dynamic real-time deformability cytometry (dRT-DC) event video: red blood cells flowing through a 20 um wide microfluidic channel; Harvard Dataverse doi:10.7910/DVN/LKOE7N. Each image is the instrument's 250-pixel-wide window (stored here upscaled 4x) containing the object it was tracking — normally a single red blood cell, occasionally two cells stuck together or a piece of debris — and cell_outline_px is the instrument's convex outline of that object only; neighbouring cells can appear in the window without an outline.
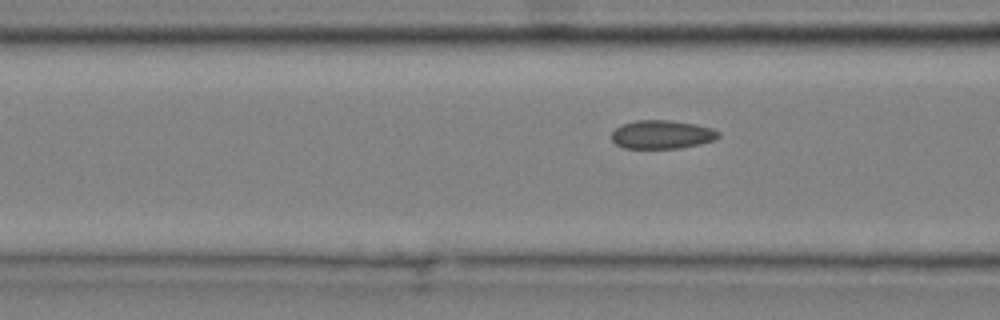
{"species": "common noctule bat (a hibernating species)", "species_latin": "Nyctalus noctula", "temperature_condition": "cold", "stored_images_in_passage": 15, "camera_frame_rate_fps": 3000, "um_per_image_px": 0.085, "animal": {"sex": "male", "body_mass_g": 20.4}, "frame": {"image": 1, "passage_image": 7, "time_ms": 2.0, "image_size_px": [1000, 320], "cell_outline_px": [[720, 136], [716, 140], [700, 144], [680, 148], [624, 148], [616, 144], [612, 140], [612, 132], [616, 128], [624, 124], [636, 120], [668, 120], [696, 124], [712, 128], [720, 132]], "centroid_in_image_um": [56.3, 11.43], "position_along_channel_um": 110.3, "area_um2": 17.8}}
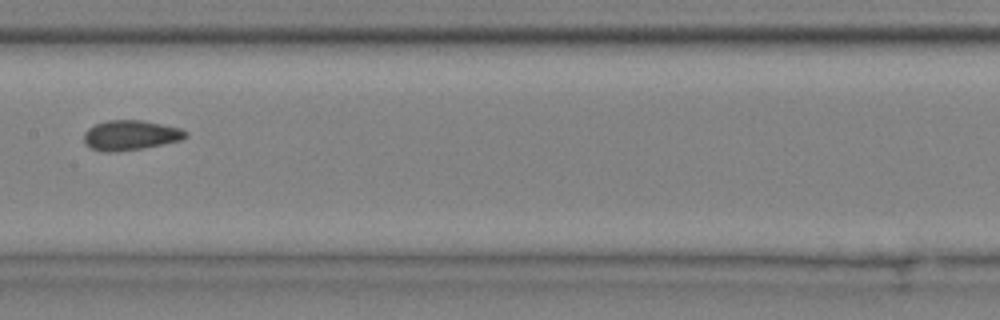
{"frame": {"image": 2, "passage_image": 9, "time_ms": 2.667, "image_size_px": [1000, 320], "cell_outline_px": [[188, 136], [180, 140], [140, 148], [112, 152], [104, 152], [92, 148], [84, 140], [84, 132], [88, 128], [96, 124], [108, 120], [144, 120], [180, 128], [188, 132]], "centroid_in_image_um": [11.09, 11.47], "position_along_channel_um": 196.3, "area_um2": 17.46}}
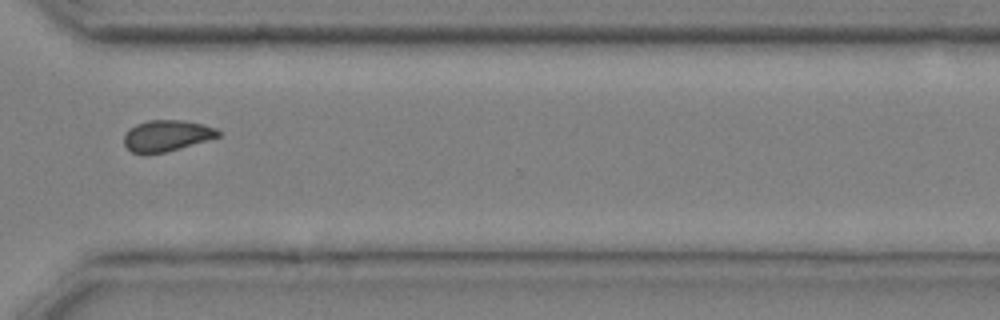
{"frame": {"image": 3, "passage_image": 13, "time_ms": 4.0, "image_size_px": [1000, 320], "cell_outline_px": [[220, 136], [180, 148], [164, 152], [144, 156], [132, 152], [124, 144], [124, 136], [128, 128], [136, 124], [148, 120], [184, 120], [204, 124], [216, 128], [220, 132]], "centroid_in_image_um": [14.13, 11.54], "position_along_channel_um": 356.5, "area_um2": 17.34}}